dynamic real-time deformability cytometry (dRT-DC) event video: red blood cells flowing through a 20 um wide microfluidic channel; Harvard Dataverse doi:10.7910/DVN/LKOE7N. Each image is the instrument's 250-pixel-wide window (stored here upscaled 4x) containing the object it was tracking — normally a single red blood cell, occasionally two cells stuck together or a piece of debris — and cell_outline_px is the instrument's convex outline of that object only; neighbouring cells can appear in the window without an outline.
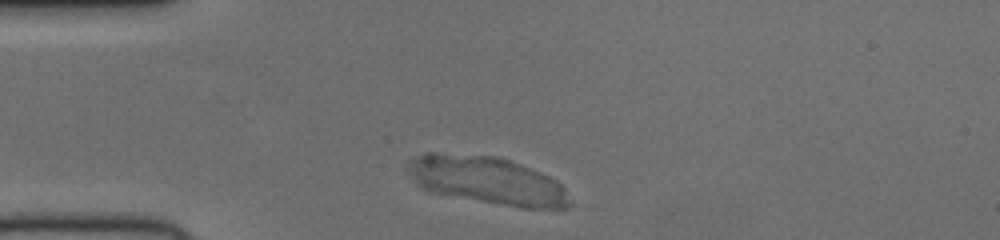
{"species": "human", "species_latin": "Homo sapiens", "temperature_condition": "cold", "stored_images_in_passage": 42, "camera_frame_rate_fps": 3000, "um_per_image_px": 0.085, "donor": {"sex": "female"}, "frame": {"image": 1, "passage_image": 2, "time_ms": 0.333, "image_size_px": [1000, 240], "cell_outline_px": [[572, 204], [568, 208], [524, 208], [436, 192], [424, 188], [416, 184], [408, 172], [408, 160], [428, 152], [436, 152], [496, 156], [520, 164], [540, 172], [556, 180], [564, 188], [572, 200]], "centroid_in_image_um": [41.44, 15.32], "position_along_channel_um": 43.6, "area_um2": 44.45}}
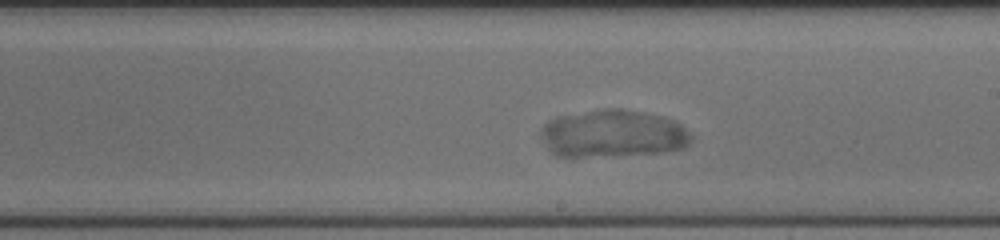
{"frame": {"image": 2, "passage_image": 19, "time_ms": 6.0, "image_size_px": [1000, 240], "cell_outline_px": [[692, 140], [684, 148], [660, 152], [584, 156], [556, 156], [548, 148], [540, 132], [544, 124], [548, 120], [556, 116], [604, 108], [620, 108], [644, 112], [664, 116], [676, 120], [692, 136]], "centroid_in_image_um": [52.1, 11.32], "position_along_channel_um": 236.9, "area_um2": 41.38}}
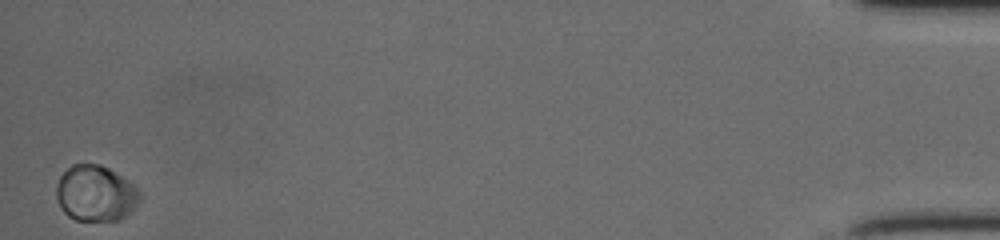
{"frame": {"image": 3, "passage_image": 42, "time_ms": 13.667, "image_size_px": [1000, 240], "cell_outline_px": [[140, 196], [136, 204], [128, 212], [116, 220], [76, 220], [68, 216], [60, 208], [56, 196], [56, 184], [60, 176], [72, 164], [100, 164], [108, 168], [132, 184], [140, 192]], "centroid_in_image_um": [8.06, 16.42], "position_along_channel_um": 427.1, "area_um2": 26.7}}